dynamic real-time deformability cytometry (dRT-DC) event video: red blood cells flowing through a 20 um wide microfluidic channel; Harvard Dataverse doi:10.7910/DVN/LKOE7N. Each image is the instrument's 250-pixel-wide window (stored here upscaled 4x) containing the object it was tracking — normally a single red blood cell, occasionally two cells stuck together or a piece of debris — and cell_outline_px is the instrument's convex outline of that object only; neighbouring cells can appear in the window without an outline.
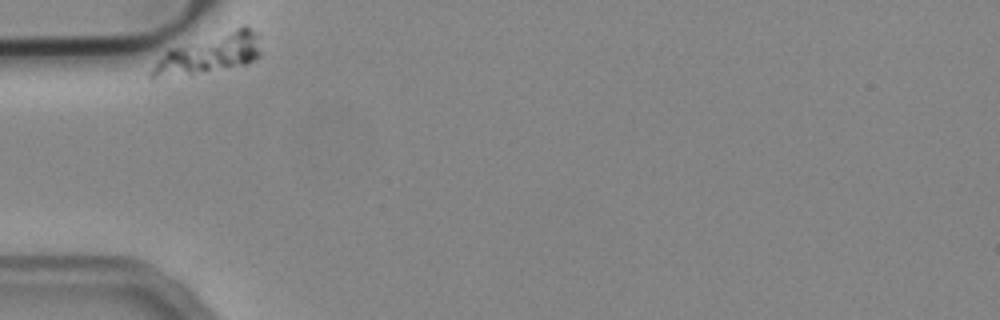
{"species": "common noctule bat (a hibernating species)", "species_latin": "Nyctalus noctula", "temperature_condition": "cold", "stored_images_in_passage": 35, "camera_frame_rate_fps": 3000, "um_per_image_px": 0.085, "animal": {"sex": "male", "body_mass_g": 19.2, "forearm_length_mm": 51.8}, "frame": {"image": 1, "passage_image": 1, "time_ms": 0.0, "image_size_px": [1000, 320], "cell_outline_px": [[260, 56], [244, 64], [152, 80], [148, 76], [148, 72], [160, 56], [168, 48], [244, 24], [256, 36], [260, 52]], "centroid_in_image_um": [17.67, 4.56], "position_along_channel_um": 67.3, "area_um2": 24.85}}
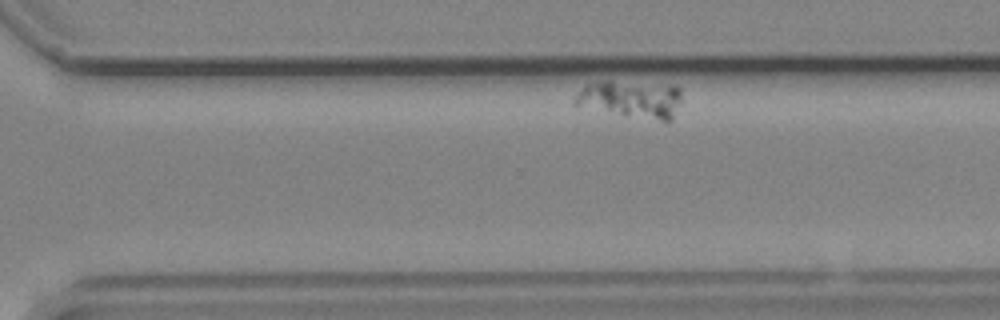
{"frame": {"image": 2, "passage_image": 29, "time_ms": 9.333, "image_size_px": [1000, 320], "cell_outline_px": [[680, 100], [672, 120], [668, 124], [624, 116], [572, 104], [572, 100], [584, 84], [608, 80], [676, 84], [680, 88]], "centroid_in_image_um": [53.68, 8.44], "position_along_channel_um": 316.9, "area_um2": 24.39}}
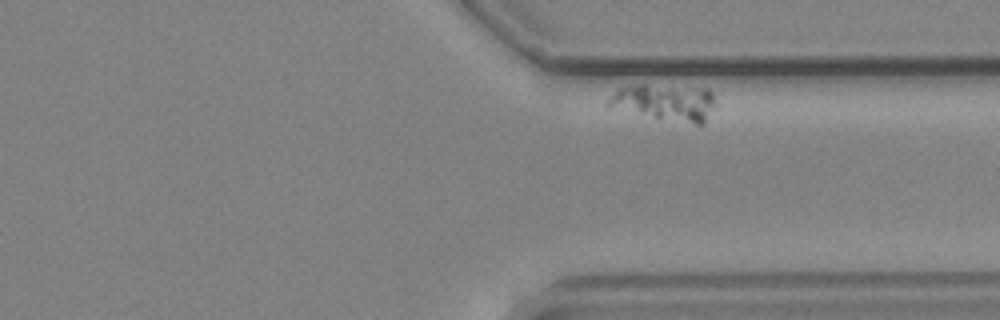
{"frame": {"image": 3, "passage_image": 33, "time_ms": 10.667, "image_size_px": [1000, 320], "cell_outline_px": [[716, 104], [704, 124], [696, 124], [608, 108], [604, 104], [620, 88], [640, 84], [644, 84], [708, 88], [712, 92]], "centroid_in_image_um": [56.56, 8.68], "position_along_channel_um": 354.8, "area_um2": 22.72}}